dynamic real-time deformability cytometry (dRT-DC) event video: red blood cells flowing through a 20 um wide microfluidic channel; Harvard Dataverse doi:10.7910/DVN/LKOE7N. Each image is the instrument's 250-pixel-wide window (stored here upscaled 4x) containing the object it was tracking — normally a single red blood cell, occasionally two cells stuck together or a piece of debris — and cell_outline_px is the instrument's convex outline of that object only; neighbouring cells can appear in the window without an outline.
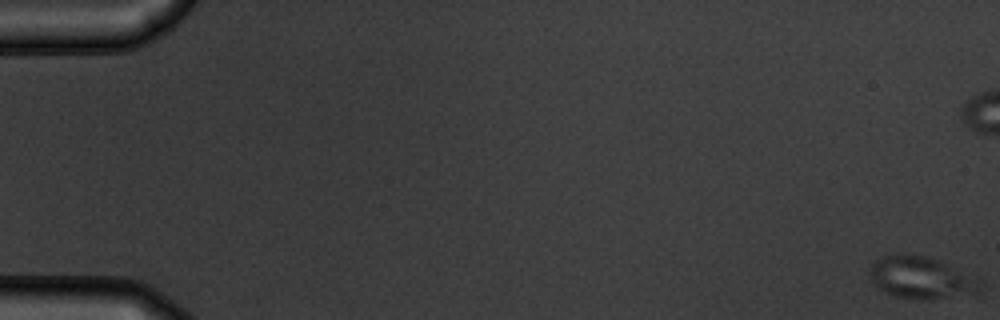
{"species": "common noctule bat (a hibernating species)", "species_latin": "Nyctalus noctula", "temperature_condition": "warm", "stored_images_in_passage": 56, "camera_frame_rate_fps": 3000, "um_per_image_px": 0.085, "animal": {"sex": "male", "body_mass_g": 19.5, "forearm_length_mm": 54.6}, "frame": {"image": 1, "passage_image": 1, "time_ms": 0.0, "image_size_px": [1000, 320], "cell_outline_px": [[984, 284], [980, 296], [924, 300], [916, 300], [896, 296], [884, 292], [876, 288], [868, 276], [868, 272], [872, 264], [876, 260], [884, 256], [900, 252], [924, 256], [936, 260], [984, 280]], "centroid_in_image_um": [78.38, 23.65], "position_along_channel_um": 6.6, "area_um2": 28.26}}
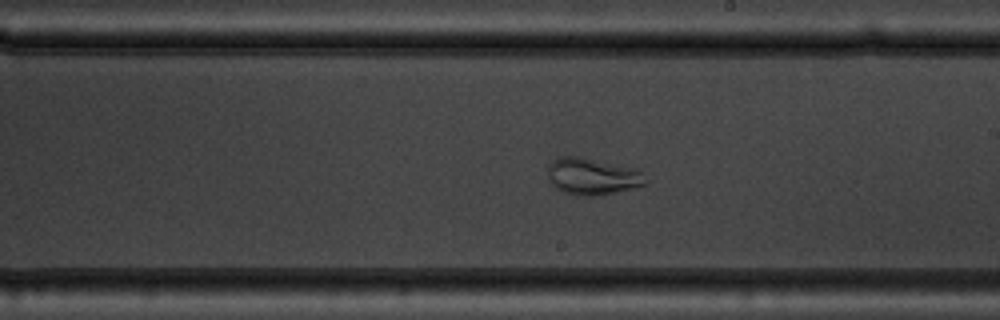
{"frame": {"image": 2, "passage_image": 33, "time_ms": 10.667, "image_size_px": [1000, 320], "cell_outline_px": [[648, 180], [644, 184], [632, 188], [600, 196], [576, 196], [564, 192], [556, 188], [552, 184], [548, 176], [548, 164], [552, 160], [560, 156], [580, 156], [636, 168]], "centroid_in_image_um": [50.32, 14.99], "position_along_channel_um": 238.7, "area_um2": 21.15}}
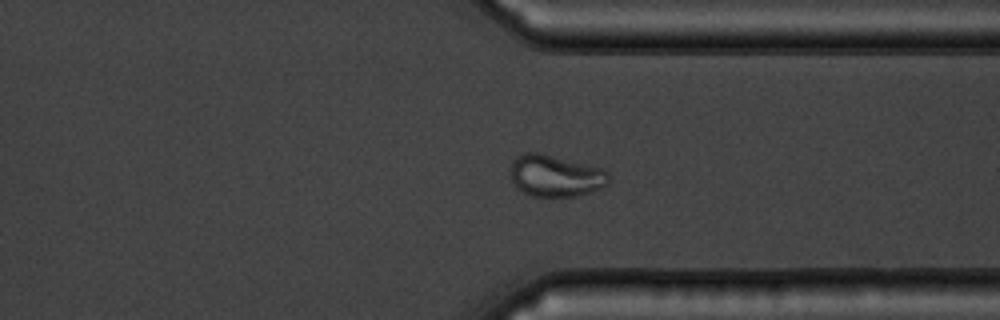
{"frame": {"image": 3, "passage_image": 43, "time_ms": 14.0, "image_size_px": [1000, 320], "cell_outline_px": [[608, 184], [604, 188], [592, 192], [576, 196], [532, 196], [524, 192], [512, 180], [512, 160], [516, 156], [524, 152], [540, 152], [604, 168], [608, 172]], "centroid_in_image_um": [47.27, 14.92], "position_along_channel_um": 364.1, "area_um2": 23.99}, "authors_computed_cell_mechanics": {"area_um2": 24.5361, "velocity_mm_per_s": 3.7635, "shape_relaxation_time_tau1_ms": 4.9244, "shape_relaxation_time_tau2_ms": 1.508, "deformation_change_tau1": 0.1393, "deformation_change_tau2": 0.0521}}